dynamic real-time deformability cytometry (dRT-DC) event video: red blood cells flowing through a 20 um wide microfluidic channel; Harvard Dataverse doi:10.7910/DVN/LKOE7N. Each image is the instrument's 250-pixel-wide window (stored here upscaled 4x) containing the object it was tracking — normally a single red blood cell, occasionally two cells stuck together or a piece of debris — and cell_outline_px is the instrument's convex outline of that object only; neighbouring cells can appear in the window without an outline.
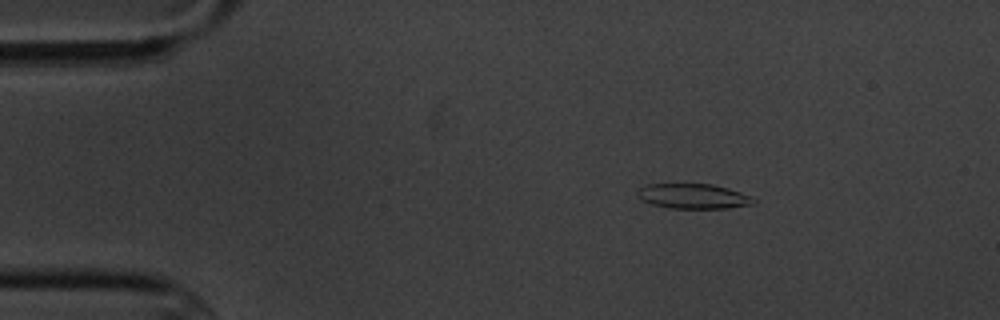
{"species": "common noctule bat (a hibernating species)", "species_latin": "Nyctalus noctula", "temperature_condition": "cold", "stored_images_in_passage": 3, "camera_frame_rate_fps": 3000, "um_per_image_px": 0.085, "animal": {"sex": "male", "body_mass_g": 20.1, "forearm_length_mm": 53.5}, "frame": {"image": 1, "passage_image": 1, "time_ms": 0.0, "image_size_px": [1000, 320], "cell_outline_px": [[756, 204], [728, 208], [668, 208], [652, 204], [640, 200], [636, 196], [636, 192], [640, 188], [648, 184], [712, 184], [728, 188], [752, 196], [756, 200]], "centroid_in_image_um": [58.93, 16.68], "position_along_channel_um": 26.1, "area_um2": 17.05}}